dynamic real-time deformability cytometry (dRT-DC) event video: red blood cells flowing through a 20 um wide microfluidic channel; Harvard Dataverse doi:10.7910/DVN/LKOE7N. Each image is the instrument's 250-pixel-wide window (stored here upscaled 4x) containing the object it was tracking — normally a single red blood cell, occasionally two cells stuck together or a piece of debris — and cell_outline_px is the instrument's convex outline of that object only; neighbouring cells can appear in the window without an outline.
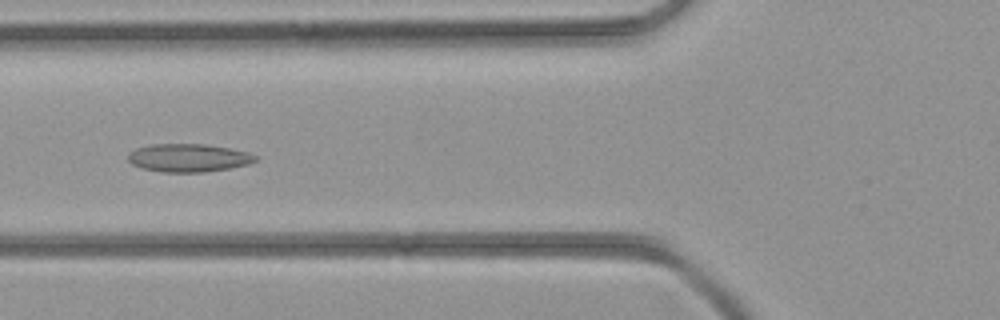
{"species": "common noctule bat (a hibernating species)", "species_latin": "Nyctalus noctula", "temperature_condition": "room temperature", "stored_images_in_passage": 45, "camera_frame_rate_fps": 3000, "um_per_image_px": 0.085, "animal": {"sex": "female", "body_mass_g": 21.9}, "frame": {"image": 1, "passage_image": 17, "time_ms": 5.333, "image_size_px": [1000, 320], "cell_outline_px": [[260, 156], [256, 160], [248, 164], [228, 168], [204, 172], [160, 172], [140, 168], [132, 164], [128, 160], [128, 152], [136, 148], [152, 144], [208, 144], [248, 152]], "centroid_in_image_um": [16.0, 13.41], "position_along_channel_um": 109.8, "area_um2": 20.98}}
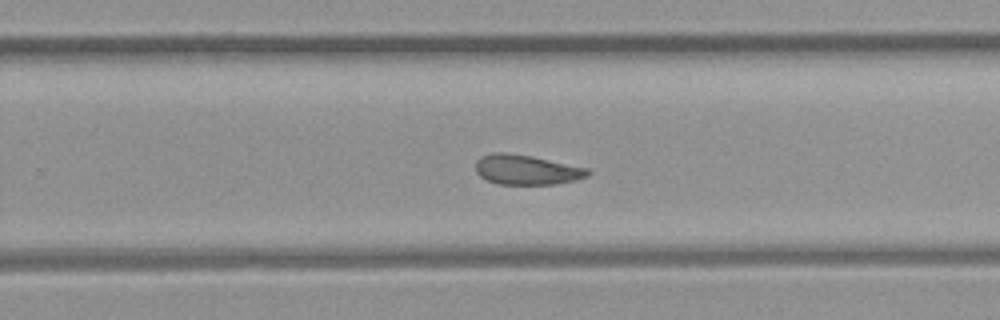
{"frame": {"image": 2, "passage_image": 28, "time_ms": 9.0, "image_size_px": [1000, 320], "cell_outline_px": [[592, 172], [588, 176], [572, 180], [552, 184], [500, 184], [488, 180], [480, 176], [476, 172], [476, 160], [480, 156], [492, 152], [508, 152], [588, 168]], "centroid_in_image_um": [44.71, 14.42], "position_along_channel_um": 285.1, "area_um2": 19.25}}
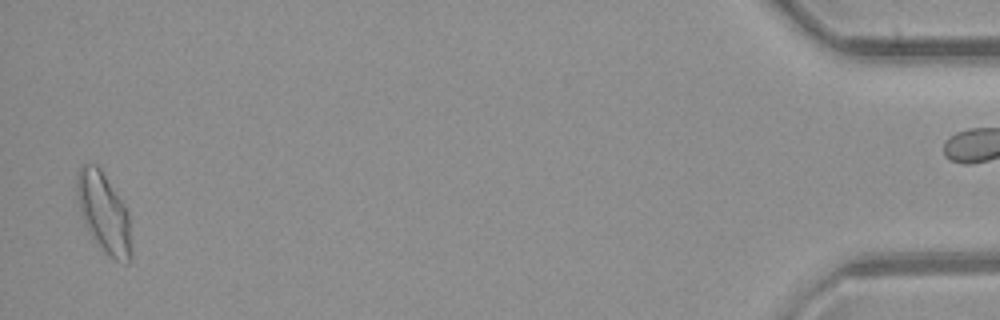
{"frame": {"image": 3, "passage_image": 43, "time_ms": 14.0, "image_size_px": [1000, 320], "cell_outline_px": [[132, 256], [128, 264], [124, 264], [100, 252], [88, 232], [80, 208], [76, 192], [76, 176], [80, 168], [84, 164], [96, 164], [100, 168], [128, 212], [132, 252]], "centroid_in_image_um": [8.83, 18.17], "position_along_channel_um": 426.4, "area_um2": 25.43}}